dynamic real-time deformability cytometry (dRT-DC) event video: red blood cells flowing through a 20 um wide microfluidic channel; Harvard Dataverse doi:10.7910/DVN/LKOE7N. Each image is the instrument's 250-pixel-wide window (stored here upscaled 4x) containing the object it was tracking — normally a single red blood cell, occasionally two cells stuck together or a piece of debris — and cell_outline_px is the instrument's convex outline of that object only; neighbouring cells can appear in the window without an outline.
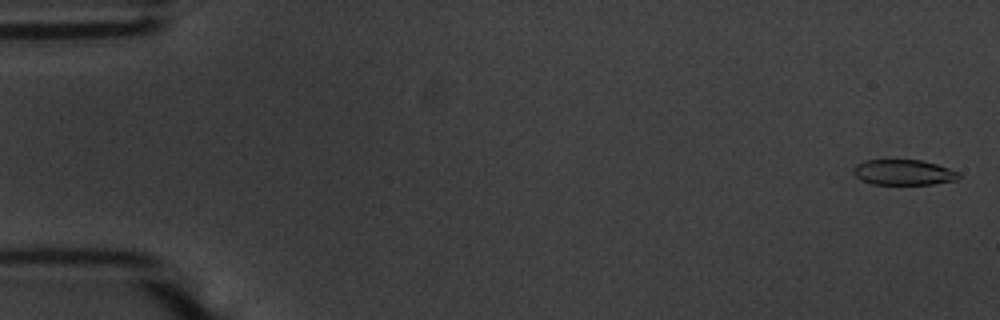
{"species": "common noctule bat (a hibernating species)", "species_latin": "Nyctalus noctula", "temperature_condition": "warm", "stored_images_in_passage": 56, "camera_frame_rate_fps": 3000, "um_per_image_px": 0.085, "animal": {"sex": "male", "body_mass_g": 20.1, "forearm_length_mm": 53.5}, "frame": {"image": 1, "passage_image": 2, "time_ms": 0.333, "image_size_px": [1000, 320], "cell_outline_px": [[960, 176], [956, 180], [932, 184], [872, 184], [860, 180], [852, 172], [852, 168], [856, 164], [864, 160], [888, 156], [920, 160], [936, 164], [960, 172]], "centroid_in_image_um": [76.71, 14.59], "position_along_channel_um": 8.3, "area_um2": 16.47}}
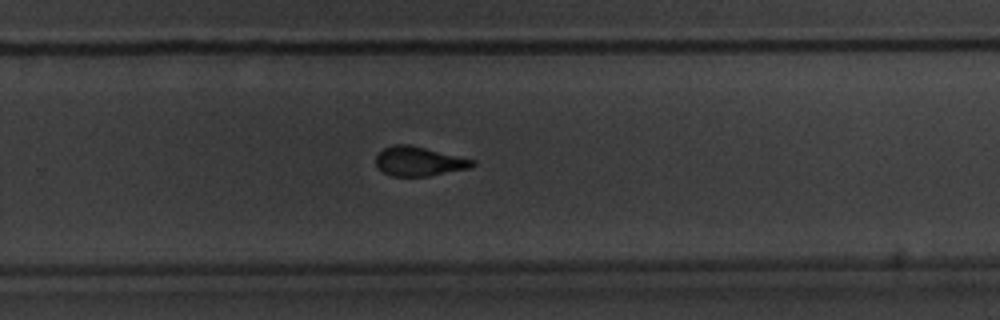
{"frame": {"image": 2, "passage_image": 37, "time_ms": 12.0, "image_size_px": [1000, 320], "cell_outline_px": [[476, 164], [468, 168], [428, 176], [392, 176], [384, 172], [376, 164], [376, 156], [384, 148], [392, 144], [408, 144], [476, 160]], "centroid_in_image_um": [35.61, 13.71], "position_along_channel_um": 294.2, "area_um2": 16.3}}
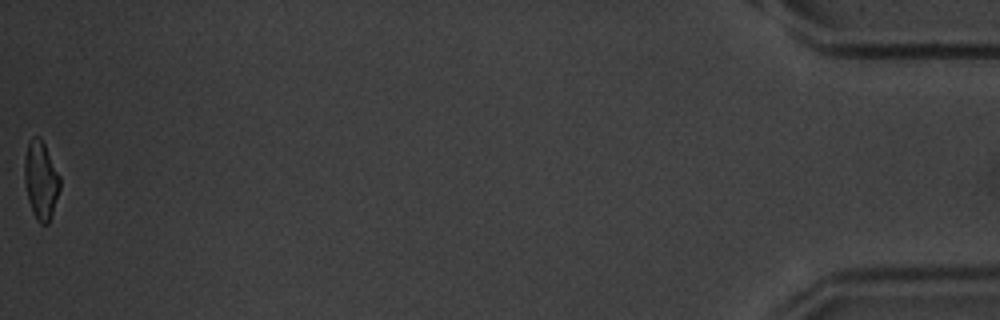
{"frame": {"image": 3, "passage_image": 56, "time_ms": 18.333, "image_size_px": [1000, 320], "cell_outline_px": [[60, 188], [48, 224], [40, 224], [36, 220], [32, 212], [28, 200], [24, 184], [24, 156], [28, 140], [32, 136], [40, 136], [60, 176]], "centroid_in_image_um": [3.44, 15.29], "position_along_channel_um": 431.8, "area_um2": 16.3}, "authors_computed_cell_mechanics": {"area_um2": 16.9932, "velocity_mm_per_s": 3.6866, "shape_relaxation_time_tau1_ms": 4.1943, "shape_relaxation_time_tau2_ms": 1.7727, "deformation_change_tau1": 0.1435, "deformation_change_tau2": 0.077}}